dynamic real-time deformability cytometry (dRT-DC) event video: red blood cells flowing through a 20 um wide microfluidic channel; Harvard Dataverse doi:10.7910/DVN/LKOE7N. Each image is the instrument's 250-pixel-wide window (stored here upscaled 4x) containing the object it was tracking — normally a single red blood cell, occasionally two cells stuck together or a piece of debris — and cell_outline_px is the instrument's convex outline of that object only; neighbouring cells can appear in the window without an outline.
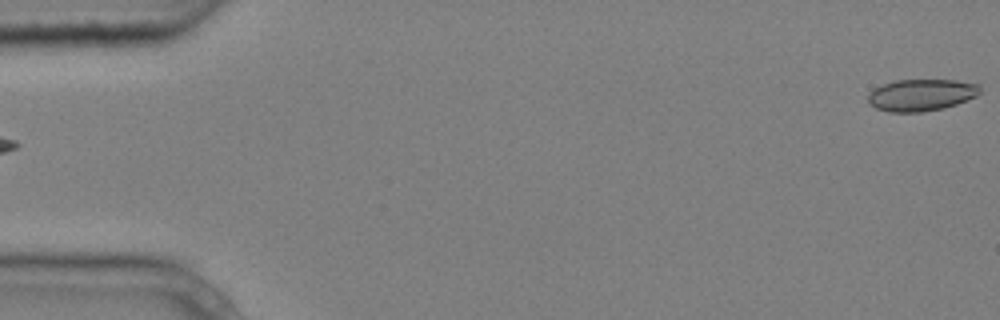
{"species": "common noctule bat (a hibernating species)", "species_latin": "Nyctalus noctula", "temperature_condition": "cold", "stored_images_in_passage": 6, "segment_of_instrument_passage": [2, 2], "camera_frame_rate_fps": 3000, "um_per_image_px": 0.085, "animal": {"sex": "male", "body_mass_g": 20.4}, "frame": {"image": 1, "passage_image": 6, "time_ms": 1.667, "image_size_px": [1000, 320], "cell_outline_px": [[980, 92], [976, 96], [956, 104], [944, 108], [920, 112], [888, 112], [876, 108], [868, 104], [868, 96], [876, 88], [884, 84], [896, 80], [956, 80], [980, 84]], "centroid_in_image_um": [78.32, 8.08], "position_along_channel_um": 6.7, "area_um2": 20.69}}